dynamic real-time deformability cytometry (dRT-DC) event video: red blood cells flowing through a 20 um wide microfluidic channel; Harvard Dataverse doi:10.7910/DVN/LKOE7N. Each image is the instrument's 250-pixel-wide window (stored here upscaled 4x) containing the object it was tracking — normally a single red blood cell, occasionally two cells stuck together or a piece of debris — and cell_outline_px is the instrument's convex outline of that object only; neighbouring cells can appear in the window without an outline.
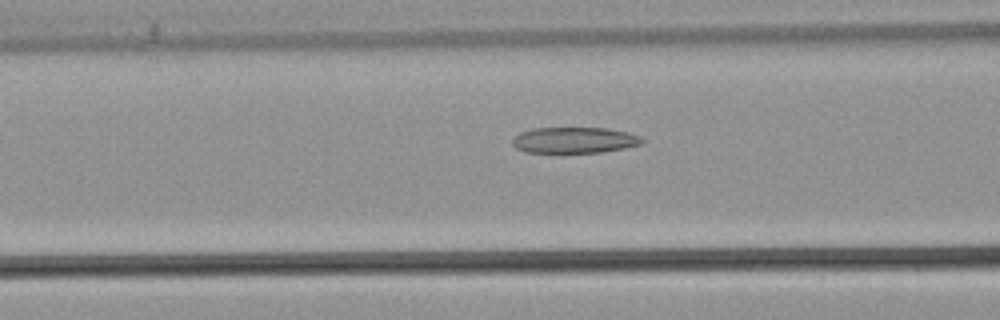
{"species": "common noctule bat (a hibernating species)", "species_latin": "Nyctalus noctula", "temperature_condition": "warm", "stored_images_in_passage": 54, "camera_frame_rate_fps": 3000, "um_per_image_px": 0.085, "animal": {"sex": "male", "body_mass_g": 21.5, "forearm_length_mm": 52.0}, "frame": {"image": 1, "passage_image": 22, "time_ms": 7.0, "image_size_px": [1000, 320], "cell_outline_px": [[644, 144], [624, 148], [600, 152], [524, 152], [516, 148], [512, 144], [512, 140], [520, 132], [532, 128], [608, 128], [628, 132], [640, 136], [644, 140]], "centroid_in_image_um": [48.84, 11.9], "position_along_channel_um": 117.8, "area_um2": 19.65}}
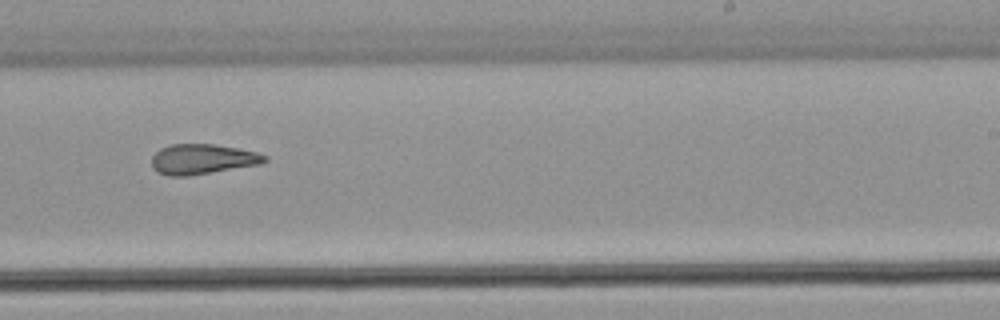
{"frame": {"image": 2, "passage_image": 34, "time_ms": 11.0, "image_size_px": [1000, 320], "cell_outline_px": [[268, 160], [260, 164], [188, 176], [168, 176], [156, 172], [152, 168], [152, 156], [160, 148], [172, 144], [212, 144], [236, 148], [256, 152], [268, 156]], "centroid_in_image_um": [17.18, 13.53], "position_along_channel_um": 271.8, "area_um2": 19.83}}
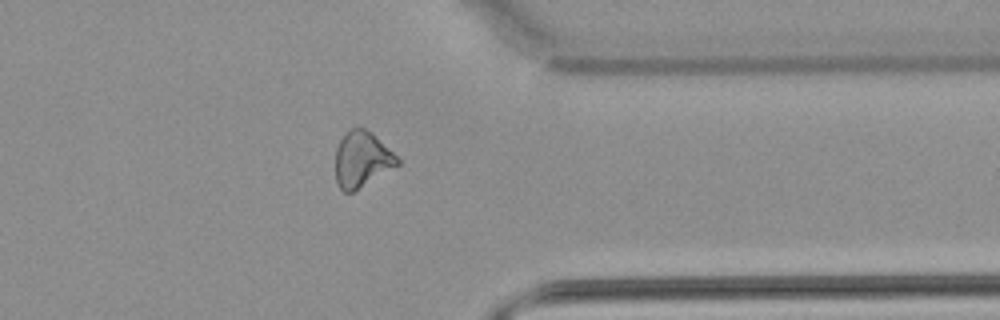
{"frame": {"image": 3, "passage_image": 43, "time_ms": 14.0, "image_size_px": [1000, 320], "cell_outline_px": [[400, 164], [352, 192], [344, 192], [340, 188], [336, 180], [336, 148], [340, 140], [352, 128], [364, 128], [372, 132], [400, 160]], "centroid_in_image_um": [30.76, 13.55], "position_along_channel_um": 380.6, "area_um2": 19.71}, "authors_computed_cell_mechanics": {"area_um2": 21.8484, "velocity_mm_per_s": 3.8566, "shape_relaxation_time_tau1_ms": null, "shape_relaxation_time_tau2_ms": 4.3267, "deformation_change_tau1": null, "deformation_change_tau2": 0.13}}